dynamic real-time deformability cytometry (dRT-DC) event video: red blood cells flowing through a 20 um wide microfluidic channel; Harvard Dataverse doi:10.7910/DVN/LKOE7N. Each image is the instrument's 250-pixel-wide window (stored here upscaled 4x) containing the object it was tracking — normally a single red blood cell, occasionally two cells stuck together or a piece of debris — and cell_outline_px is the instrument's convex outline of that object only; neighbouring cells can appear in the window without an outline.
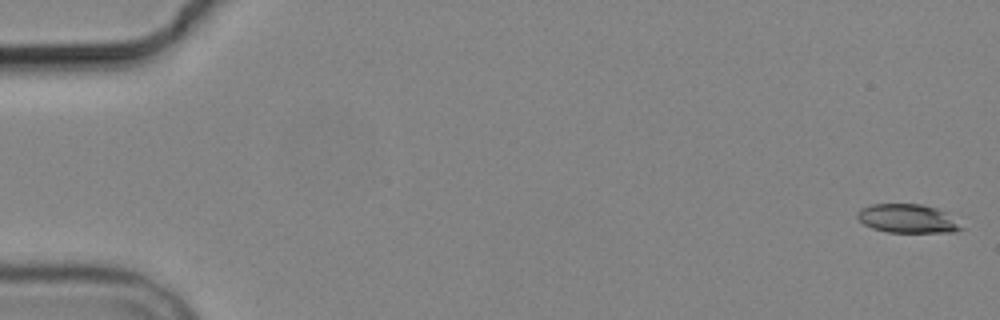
{"species": "common noctule bat (a hibernating species)", "species_latin": "Nyctalus noctula", "temperature_condition": "cold", "stored_images_in_passage": 6, "segment_of_instrument_passage": [1, 2], "camera_frame_rate_fps": 3000, "um_per_image_px": 0.085, "animal": {"sex": "male", "body_mass_g": 19.2, "forearm_length_mm": 51.8}, "frame": {"image": 1, "passage_image": 1, "time_ms": 0.0, "image_size_px": [1000, 320], "cell_outline_px": [[964, 228], [956, 232], [888, 232], [872, 228], [864, 224], [856, 216], [856, 212], [860, 208], [872, 204], [924, 204], [948, 212]], "centroid_in_image_um": [77.16, 18.57], "position_along_channel_um": 7.8, "area_um2": 17.57}}
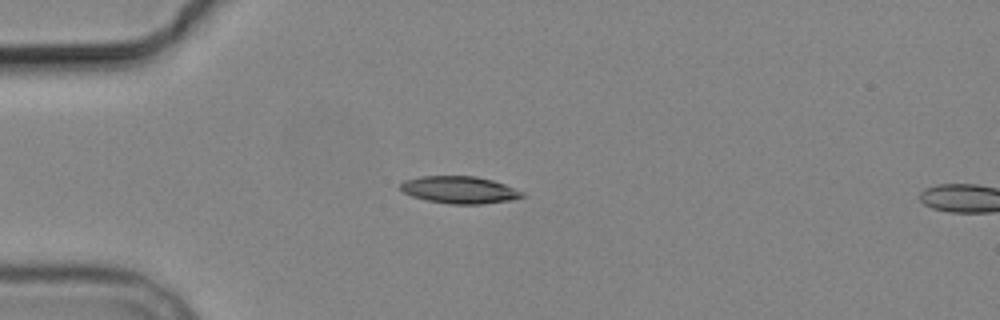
{"frame": {"image": 2, "passage_image": 5, "time_ms": 4.667, "image_size_px": [1000, 320], "cell_outline_px": [[528, 196], [512, 200], [480, 204], [448, 204], [428, 200], [412, 196], [404, 192], [400, 188], [400, 184], [404, 180], [420, 176], [476, 176], [492, 180], [504, 184], [524, 192]], "centroid_in_image_um": [39.09, 16.14], "position_along_channel_um": 45.9, "area_um2": 19.36}}